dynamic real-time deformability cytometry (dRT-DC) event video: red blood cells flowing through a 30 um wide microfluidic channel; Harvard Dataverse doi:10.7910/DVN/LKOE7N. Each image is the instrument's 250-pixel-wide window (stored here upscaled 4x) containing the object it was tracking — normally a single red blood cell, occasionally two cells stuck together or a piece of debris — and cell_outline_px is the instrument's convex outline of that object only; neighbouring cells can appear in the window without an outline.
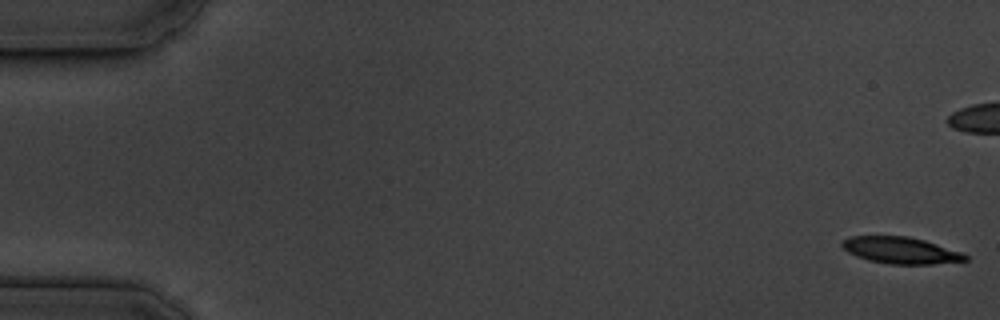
{"species": "common noctule bat (a hibernating species)", "species_latin": "Nyctalus noctula", "temperature_condition": "cold", "stored_images_in_passage": 56, "camera_frame_rate_fps": 3000, "um_per_image_px": 0.085, "animal": {"sex": "male", "body_mass_g": 19.5, "forearm_length_mm": 54.6}, "frame": {"image": 1, "passage_image": 1, "time_ms": 0.0, "image_size_px": [1000, 320], "cell_outline_px": [[968, 260], [932, 264], [888, 264], [868, 260], [856, 256], [848, 252], [840, 244], [844, 240], [852, 236], [908, 236], [924, 240], [960, 252], [968, 256]], "centroid_in_image_um": [76.54, 21.28], "position_along_channel_um": 8.5, "area_um2": 18.9}}
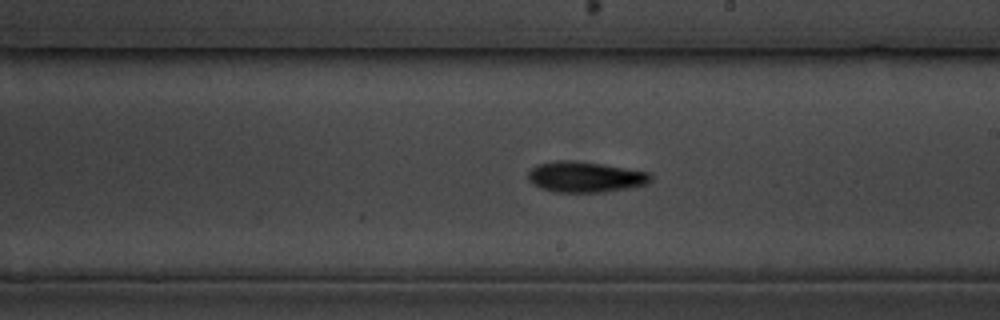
{"frame": {"image": 2, "passage_image": 32, "time_ms": 10.333, "image_size_px": [1000, 320], "cell_outline_px": [[652, 180], [648, 184], [632, 188], [604, 192], [552, 192], [540, 188], [532, 184], [528, 180], [528, 172], [536, 164], [552, 160], [572, 160], [604, 164], [648, 172], [652, 176]], "centroid_in_image_um": [49.73, 15.04], "position_along_channel_um": 239.3, "area_um2": 22.37}, "authors_computed_cell_mechanics": {"area_um2": 20.2878, "velocity_mm_per_s": 3.634, "shape_relaxation_time_tau1_ms": 3.1867, "shape_relaxation_time_tau2_ms": 9.0015, "deformation_change_tau1": 0.1448, "deformation_change_tau2": 0.1587}}